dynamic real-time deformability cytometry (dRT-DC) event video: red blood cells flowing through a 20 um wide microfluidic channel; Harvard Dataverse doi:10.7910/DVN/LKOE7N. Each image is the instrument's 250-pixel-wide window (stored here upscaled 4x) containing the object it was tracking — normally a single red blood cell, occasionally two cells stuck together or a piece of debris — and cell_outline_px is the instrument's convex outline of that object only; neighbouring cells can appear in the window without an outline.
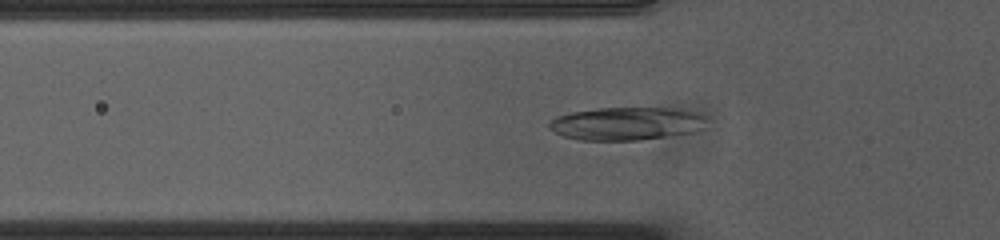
{"species": "common noctule bat (a hibernating species)", "species_latin": "Nyctalus noctula", "temperature_condition": "cold", "stored_images_in_passage": 48, "camera_frame_rate_fps": 3000, "um_per_image_px": 0.085, "animal": {"sex": "female", "body_mass_g": 23.0, "forearm_length_mm": 53.4}, "frame": {"image": 1, "passage_image": 14, "time_ms": 4.333, "image_size_px": [1000, 240], "cell_outline_px": [[708, 120], [692, 132], [640, 140], [580, 140], [564, 136], [548, 128], [548, 124], [552, 120], [560, 116], [572, 112], [600, 108], [664, 108], [688, 112], [708, 116]], "centroid_in_image_um": [53.2, 10.51], "position_along_channel_um": 72.6, "area_um2": 29.59}}
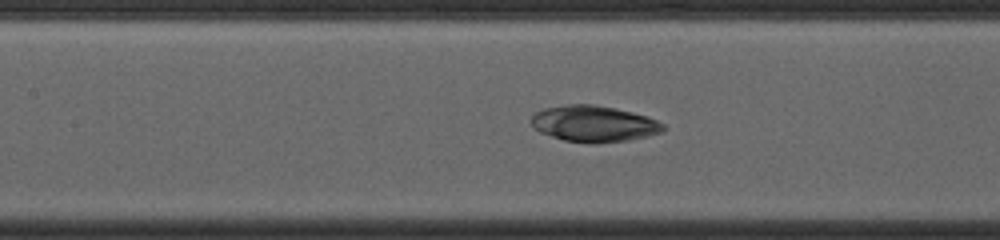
{"frame": {"image": 2, "passage_image": 21, "time_ms": 6.667, "image_size_px": [1000, 240], "cell_outline_px": [[668, 128], [660, 132], [648, 136], [628, 140], [596, 144], [592, 144], [564, 140], [540, 132], [532, 124], [532, 116], [536, 112], [544, 108], [564, 104], [592, 104], [632, 112], [648, 116], [664, 124]], "centroid_in_image_um": [50.5, 10.52], "position_along_channel_um": 156.9, "area_um2": 27.86}}
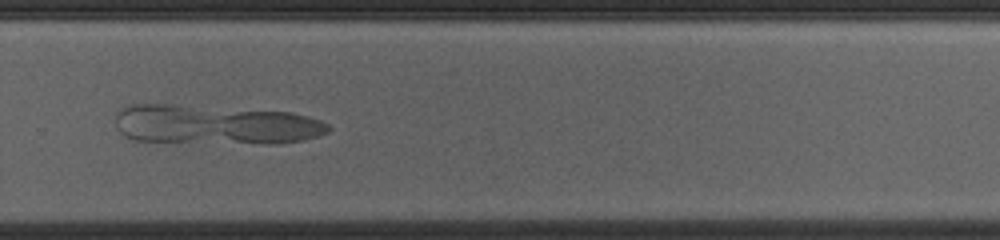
{"frame": {"image": 3, "passage_image": 34, "time_ms": 11.0, "image_size_px": [1000, 240], "cell_outline_px": [[332, 128], [328, 132], [320, 136], [304, 140], [276, 144], [260, 144], [136, 140], [124, 136], [116, 128], [116, 116], [124, 108], [132, 104], [164, 104], [292, 112], [308, 116], [320, 120], [328, 124]], "centroid_in_image_um": [18.36, 10.61], "position_along_channel_um": 311.4, "area_um2": 49.01}}